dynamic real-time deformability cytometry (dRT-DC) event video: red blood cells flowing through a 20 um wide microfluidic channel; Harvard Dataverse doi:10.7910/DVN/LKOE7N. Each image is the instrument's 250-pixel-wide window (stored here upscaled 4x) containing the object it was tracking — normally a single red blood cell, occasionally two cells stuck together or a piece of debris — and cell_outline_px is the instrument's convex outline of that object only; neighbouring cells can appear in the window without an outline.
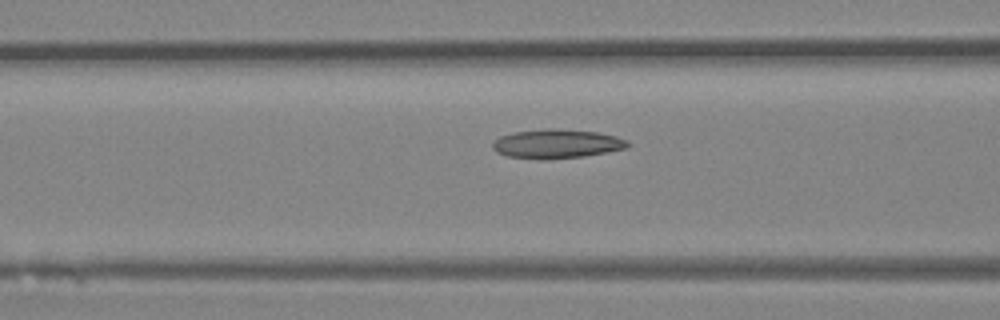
{"species": "Egyptian fruit bat (a non-hibernating species)", "species_latin": "Rousettus aegyptiacus", "temperature_condition": "room temperature", "stored_images_in_passage": 7, "camera_frame_rate_fps": 3000, "um_per_image_px": 0.085, "animal": {"sex": "female"}, "frame": {"image": 1, "passage_image": 5, "time_ms": 1.333, "image_size_px": [1000, 320], "cell_outline_px": [[632, 144], [628, 148], [608, 152], [584, 156], [544, 160], [540, 160], [508, 156], [496, 152], [492, 148], [492, 144], [500, 136], [512, 132], [548, 128], [552, 128], [596, 132], [616, 136], [628, 140]], "centroid_in_image_um": [47.34, 12.23], "position_along_channel_um": 119.3, "area_um2": 23.12}}